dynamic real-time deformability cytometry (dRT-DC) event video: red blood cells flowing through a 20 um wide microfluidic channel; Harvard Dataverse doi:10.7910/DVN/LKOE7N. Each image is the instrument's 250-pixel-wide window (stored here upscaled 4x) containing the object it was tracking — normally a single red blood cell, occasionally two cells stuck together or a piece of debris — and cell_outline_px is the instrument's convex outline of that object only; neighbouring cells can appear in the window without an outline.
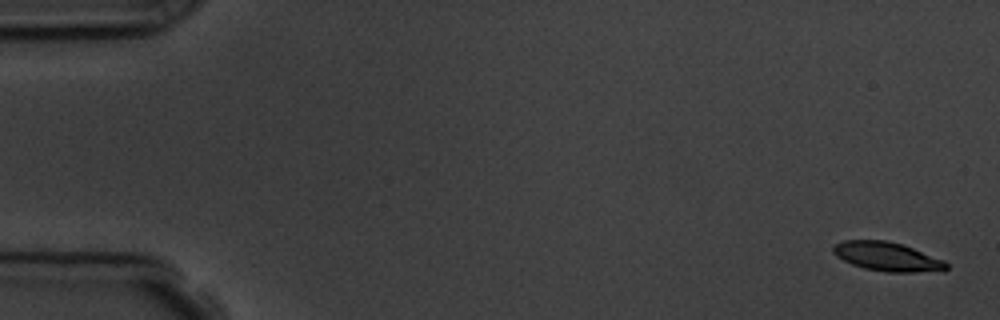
{"species": "common noctule bat (a hibernating species)", "species_latin": "Nyctalus noctula", "temperature_condition": "room temperature", "stored_images_in_passage": 15, "camera_frame_rate_fps": 3000, "um_per_image_px": 0.085, "animal": {"sex": "male", "body_mass_g": 19.5, "forearm_length_mm": 54.6}, "frame": {"image": 1, "passage_image": 1, "time_ms": 0.0, "image_size_px": [1000, 320], "cell_outline_px": [[948, 268], [912, 272], [884, 272], [864, 268], [852, 264], [836, 256], [832, 252], [832, 244], [844, 240], [888, 240], [912, 248], [944, 260], [948, 264]], "centroid_in_image_um": [75.32, 21.79], "position_along_channel_um": 9.7, "area_um2": 18.84}}
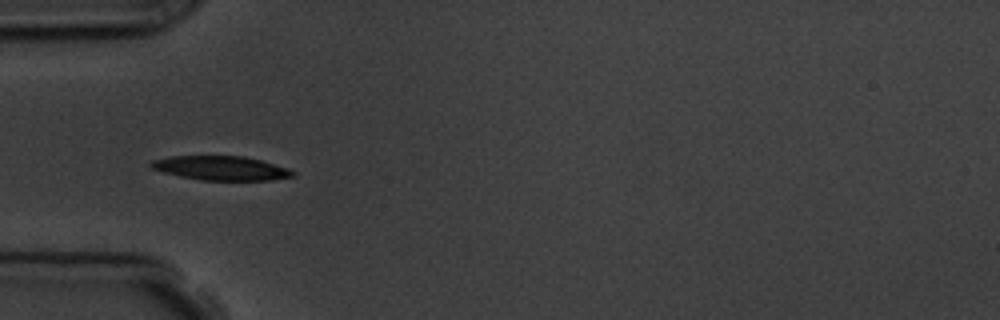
{"frame": {"image": 2, "passage_image": 5, "time_ms": 5.333, "image_size_px": [1000, 320], "cell_outline_px": [[296, 176], [272, 180], [200, 180], [180, 176], [164, 172], [152, 168], [148, 164], [152, 160], [168, 156], [244, 156], [260, 160], [288, 168], [296, 172]], "centroid_in_image_um": [18.8, 14.29], "position_along_channel_um": 66.2, "area_um2": 20.0}}
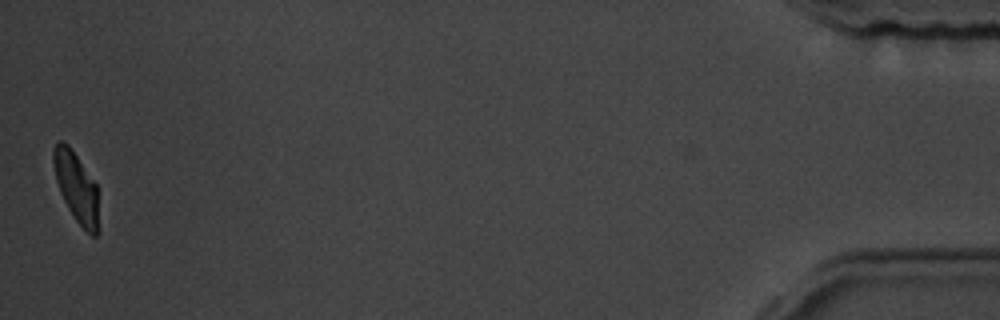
{"frame": {"image": 3, "passage_image": 15, "time_ms": 17.667, "image_size_px": [1000, 320], "cell_outline_px": [[96, 236], [92, 236], [76, 220], [68, 208], [60, 192], [56, 180], [52, 160], [52, 152], [56, 144], [60, 140], [68, 144], [96, 184]], "centroid_in_image_um": [6.43, 15.84], "position_along_channel_um": 428.8, "area_um2": 17.63}, "authors_computed_cell_mechanics": {"area_um2": 20.1722, "velocity_mm_per_s": 3.7073, "shape_relaxation_time_tau1_ms": 3.2308, "shape_relaxation_time_tau2_ms": null, "deformation_change_tau1": 0.1132, "deformation_change_tau2": null}}